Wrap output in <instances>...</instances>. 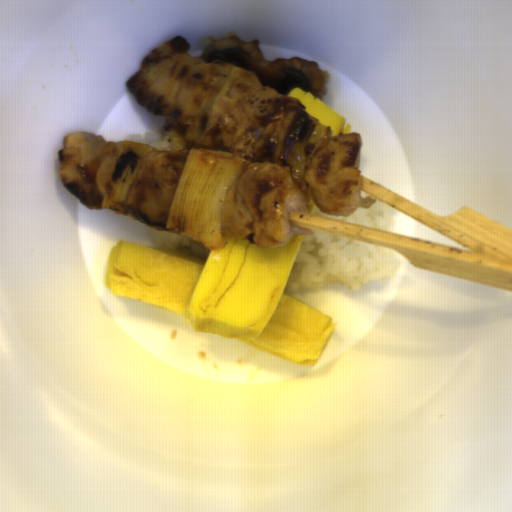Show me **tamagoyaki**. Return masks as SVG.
Here are the masks:
<instances>
[{
    "label": "tamagoyaki",
    "mask_w": 512,
    "mask_h": 512,
    "mask_svg": "<svg viewBox=\"0 0 512 512\" xmlns=\"http://www.w3.org/2000/svg\"><path fill=\"white\" fill-rule=\"evenodd\" d=\"M304 240L280 247L246 239L209 249L207 259L119 240L106 267L109 294L182 315L210 332L298 365L315 366L337 323L285 289Z\"/></svg>",
    "instance_id": "1"
},
{
    "label": "tamagoyaki",
    "mask_w": 512,
    "mask_h": 512,
    "mask_svg": "<svg viewBox=\"0 0 512 512\" xmlns=\"http://www.w3.org/2000/svg\"><path fill=\"white\" fill-rule=\"evenodd\" d=\"M286 95L299 98L304 111L315 117L321 124L331 126L330 136H335L339 132L350 133L351 124L346 122L343 115L329 107L322 98L305 92L299 86L294 87Z\"/></svg>",
    "instance_id": "2"
}]
</instances>
